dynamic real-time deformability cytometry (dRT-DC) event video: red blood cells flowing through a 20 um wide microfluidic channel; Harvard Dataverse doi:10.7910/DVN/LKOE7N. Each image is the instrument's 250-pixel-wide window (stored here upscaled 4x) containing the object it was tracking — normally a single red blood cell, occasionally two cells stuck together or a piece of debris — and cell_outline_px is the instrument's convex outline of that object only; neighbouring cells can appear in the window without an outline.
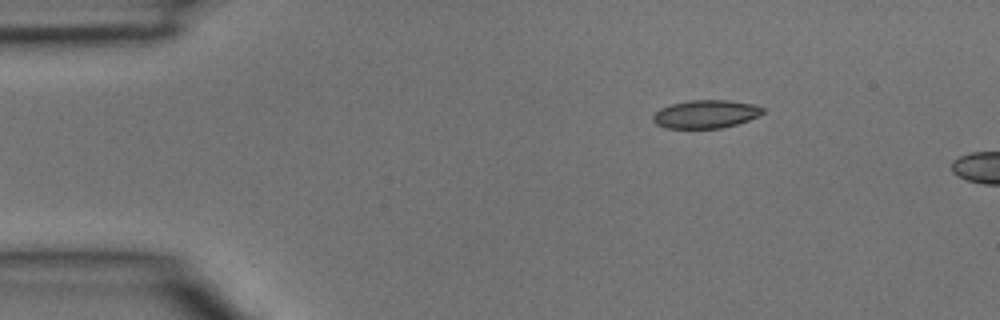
{"species": "common noctule bat (a hibernating species)", "species_latin": "Nyctalus noctula", "temperature_condition": "room temperature", "stored_images_in_passage": 3, "camera_frame_rate_fps": 3000, "um_per_image_px": 0.085, "animal": {"sex": "male", "body_mass_g": 15.6}, "frame": {"image": 1, "passage_image": 1, "time_ms": 0.0, "image_size_px": [1000, 320], "cell_outline_px": [[764, 112], [760, 116], [736, 124], [720, 128], [664, 128], [656, 124], [652, 120], [652, 116], [660, 108], [672, 104], [688, 100], [728, 100], [756, 104], [764, 108]], "centroid_in_image_um": [60.0, 9.69], "position_along_channel_um": 25.0, "area_um2": 18.15}}